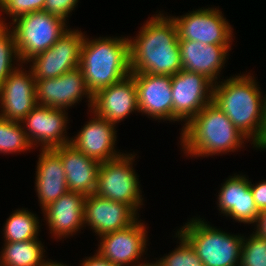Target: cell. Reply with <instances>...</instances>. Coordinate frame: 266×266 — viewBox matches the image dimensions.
Segmentation results:
<instances>
[{"mask_svg":"<svg viewBox=\"0 0 266 266\" xmlns=\"http://www.w3.org/2000/svg\"><path fill=\"white\" fill-rule=\"evenodd\" d=\"M258 86L251 73L235 75L213 84L212 102L251 139L253 148L266 150V103Z\"/></svg>","mask_w":266,"mask_h":266,"instance_id":"cell-1","label":"cell"},{"mask_svg":"<svg viewBox=\"0 0 266 266\" xmlns=\"http://www.w3.org/2000/svg\"><path fill=\"white\" fill-rule=\"evenodd\" d=\"M155 15L143 24L135 39L128 37L130 70L172 76L182 69L177 27L171 16Z\"/></svg>","mask_w":266,"mask_h":266,"instance_id":"cell-2","label":"cell"},{"mask_svg":"<svg viewBox=\"0 0 266 266\" xmlns=\"http://www.w3.org/2000/svg\"><path fill=\"white\" fill-rule=\"evenodd\" d=\"M181 130V146L191 157L235 152L248 140L213 102L192 117Z\"/></svg>","mask_w":266,"mask_h":266,"instance_id":"cell-3","label":"cell"},{"mask_svg":"<svg viewBox=\"0 0 266 266\" xmlns=\"http://www.w3.org/2000/svg\"><path fill=\"white\" fill-rule=\"evenodd\" d=\"M85 37L79 68L92 95L131 74L128 36L92 40Z\"/></svg>","mask_w":266,"mask_h":266,"instance_id":"cell-4","label":"cell"},{"mask_svg":"<svg viewBox=\"0 0 266 266\" xmlns=\"http://www.w3.org/2000/svg\"><path fill=\"white\" fill-rule=\"evenodd\" d=\"M204 220L192 218L177 232L189 242L204 266H240L244 235L228 234Z\"/></svg>","mask_w":266,"mask_h":266,"instance_id":"cell-5","label":"cell"},{"mask_svg":"<svg viewBox=\"0 0 266 266\" xmlns=\"http://www.w3.org/2000/svg\"><path fill=\"white\" fill-rule=\"evenodd\" d=\"M65 20L44 11L21 15L11 23L20 64L46 51L69 30Z\"/></svg>","mask_w":266,"mask_h":266,"instance_id":"cell-6","label":"cell"},{"mask_svg":"<svg viewBox=\"0 0 266 266\" xmlns=\"http://www.w3.org/2000/svg\"><path fill=\"white\" fill-rule=\"evenodd\" d=\"M135 154H123L101 162L95 194L105 199L123 202L136 213L143 205L139 176L133 168Z\"/></svg>","mask_w":266,"mask_h":266,"instance_id":"cell-7","label":"cell"},{"mask_svg":"<svg viewBox=\"0 0 266 266\" xmlns=\"http://www.w3.org/2000/svg\"><path fill=\"white\" fill-rule=\"evenodd\" d=\"M223 16L217 7H208L171 18L177 27L179 40H193L205 45H232L233 28Z\"/></svg>","mask_w":266,"mask_h":266,"instance_id":"cell-8","label":"cell"},{"mask_svg":"<svg viewBox=\"0 0 266 266\" xmlns=\"http://www.w3.org/2000/svg\"><path fill=\"white\" fill-rule=\"evenodd\" d=\"M84 37L85 34L81 31L70 28L49 49L27 60L26 62H32L29 69L34 78H56L78 68Z\"/></svg>","mask_w":266,"mask_h":266,"instance_id":"cell-9","label":"cell"},{"mask_svg":"<svg viewBox=\"0 0 266 266\" xmlns=\"http://www.w3.org/2000/svg\"><path fill=\"white\" fill-rule=\"evenodd\" d=\"M173 121L185 122L212 102L213 83L204 75L181 69L171 76Z\"/></svg>","mask_w":266,"mask_h":266,"instance_id":"cell-10","label":"cell"},{"mask_svg":"<svg viewBox=\"0 0 266 266\" xmlns=\"http://www.w3.org/2000/svg\"><path fill=\"white\" fill-rule=\"evenodd\" d=\"M35 91L37 103L42 106L67 110L85 96L88 99V107L90 110L92 108L93 95L87 88L79 67L56 78L36 80Z\"/></svg>","mask_w":266,"mask_h":266,"instance_id":"cell-11","label":"cell"},{"mask_svg":"<svg viewBox=\"0 0 266 266\" xmlns=\"http://www.w3.org/2000/svg\"><path fill=\"white\" fill-rule=\"evenodd\" d=\"M146 229L144 223L137 219L127 228L103 234L99 237L101 239L97 252L115 266L144 265L146 263L138 260L147 248Z\"/></svg>","mask_w":266,"mask_h":266,"instance_id":"cell-12","label":"cell"},{"mask_svg":"<svg viewBox=\"0 0 266 266\" xmlns=\"http://www.w3.org/2000/svg\"><path fill=\"white\" fill-rule=\"evenodd\" d=\"M64 109H54L37 104L21 121L27 139L32 145L53 149L71 143L66 133L68 117ZM26 124V125H25ZM66 133V134H65Z\"/></svg>","mask_w":266,"mask_h":266,"instance_id":"cell-13","label":"cell"},{"mask_svg":"<svg viewBox=\"0 0 266 266\" xmlns=\"http://www.w3.org/2000/svg\"><path fill=\"white\" fill-rule=\"evenodd\" d=\"M26 71L18 67L0 86L1 118L21 122L38 104L36 79L31 70Z\"/></svg>","mask_w":266,"mask_h":266,"instance_id":"cell-14","label":"cell"},{"mask_svg":"<svg viewBox=\"0 0 266 266\" xmlns=\"http://www.w3.org/2000/svg\"><path fill=\"white\" fill-rule=\"evenodd\" d=\"M131 74L137 87L139 113L155 120L173 121L171 75Z\"/></svg>","mask_w":266,"mask_h":266,"instance_id":"cell-15","label":"cell"},{"mask_svg":"<svg viewBox=\"0 0 266 266\" xmlns=\"http://www.w3.org/2000/svg\"><path fill=\"white\" fill-rule=\"evenodd\" d=\"M134 111L139 112V108L137 87L132 74L93 95L91 112L112 124L123 121Z\"/></svg>","mask_w":266,"mask_h":266,"instance_id":"cell-16","label":"cell"},{"mask_svg":"<svg viewBox=\"0 0 266 266\" xmlns=\"http://www.w3.org/2000/svg\"><path fill=\"white\" fill-rule=\"evenodd\" d=\"M129 205L105 199L96 194L86 196L84 205V226L101 236L132 225L139 217Z\"/></svg>","mask_w":266,"mask_h":266,"instance_id":"cell-17","label":"cell"},{"mask_svg":"<svg viewBox=\"0 0 266 266\" xmlns=\"http://www.w3.org/2000/svg\"><path fill=\"white\" fill-rule=\"evenodd\" d=\"M93 115V118L89 119L78 134L72 138L71 144L80 152L99 162L112 160L123 155L124 153H119L115 149L116 125L98 117L95 113Z\"/></svg>","mask_w":266,"mask_h":266,"instance_id":"cell-18","label":"cell"},{"mask_svg":"<svg viewBox=\"0 0 266 266\" xmlns=\"http://www.w3.org/2000/svg\"><path fill=\"white\" fill-rule=\"evenodd\" d=\"M218 209L220 213L229 216L237 222L245 224L257 223V209L250 189V180L245 175L230 176L223 183L218 193ZM219 203V204H218Z\"/></svg>","mask_w":266,"mask_h":266,"instance_id":"cell-19","label":"cell"},{"mask_svg":"<svg viewBox=\"0 0 266 266\" xmlns=\"http://www.w3.org/2000/svg\"><path fill=\"white\" fill-rule=\"evenodd\" d=\"M229 49L231 45H205L193 40H179L182 69L202 74L215 84L225 66Z\"/></svg>","mask_w":266,"mask_h":266,"instance_id":"cell-20","label":"cell"},{"mask_svg":"<svg viewBox=\"0 0 266 266\" xmlns=\"http://www.w3.org/2000/svg\"><path fill=\"white\" fill-rule=\"evenodd\" d=\"M86 196L81 193L67 191L56 201L42 209L49 230L56 239L73 236L84 225V205Z\"/></svg>","mask_w":266,"mask_h":266,"instance_id":"cell-21","label":"cell"},{"mask_svg":"<svg viewBox=\"0 0 266 266\" xmlns=\"http://www.w3.org/2000/svg\"><path fill=\"white\" fill-rule=\"evenodd\" d=\"M65 170L68 191L88 196L95 194L101 162L80 152L71 143L53 148Z\"/></svg>","mask_w":266,"mask_h":266,"instance_id":"cell-22","label":"cell"},{"mask_svg":"<svg viewBox=\"0 0 266 266\" xmlns=\"http://www.w3.org/2000/svg\"><path fill=\"white\" fill-rule=\"evenodd\" d=\"M38 158L35 190L41 208L56 201L68 191L65 170L60 156L53 149H42Z\"/></svg>","mask_w":266,"mask_h":266,"instance_id":"cell-23","label":"cell"},{"mask_svg":"<svg viewBox=\"0 0 266 266\" xmlns=\"http://www.w3.org/2000/svg\"><path fill=\"white\" fill-rule=\"evenodd\" d=\"M0 266H43L44 245L38 238L20 242H4Z\"/></svg>","mask_w":266,"mask_h":266,"instance_id":"cell-24","label":"cell"},{"mask_svg":"<svg viewBox=\"0 0 266 266\" xmlns=\"http://www.w3.org/2000/svg\"><path fill=\"white\" fill-rule=\"evenodd\" d=\"M39 219L26 209H17L6 220L3 234L5 242H20L38 238Z\"/></svg>","mask_w":266,"mask_h":266,"instance_id":"cell-25","label":"cell"},{"mask_svg":"<svg viewBox=\"0 0 266 266\" xmlns=\"http://www.w3.org/2000/svg\"><path fill=\"white\" fill-rule=\"evenodd\" d=\"M32 148L21 122L0 117V153H19Z\"/></svg>","mask_w":266,"mask_h":266,"instance_id":"cell-26","label":"cell"},{"mask_svg":"<svg viewBox=\"0 0 266 266\" xmlns=\"http://www.w3.org/2000/svg\"><path fill=\"white\" fill-rule=\"evenodd\" d=\"M4 22L5 20L3 21L0 18V86L18 68L17 64L14 66L13 59L17 60L15 62H21L16 48L15 37L11 29L12 25L10 24L8 27L6 22Z\"/></svg>","mask_w":266,"mask_h":266,"instance_id":"cell-27","label":"cell"},{"mask_svg":"<svg viewBox=\"0 0 266 266\" xmlns=\"http://www.w3.org/2000/svg\"><path fill=\"white\" fill-rule=\"evenodd\" d=\"M175 236L180 239V245L157 260L156 264L158 266H204L189 242L178 232Z\"/></svg>","mask_w":266,"mask_h":266,"instance_id":"cell-28","label":"cell"},{"mask_svg":"<svg viewBox=\"0 0 266 266\" xmlns=\"http://www.w3.org/2000/svg\"><path fill=\"white\" fill-rule=\"evenodd\" d=\"M244 237L240 266H266V239L253 232Z\"/></svg>","mask_w":266,"mask_h":266,"instance_id":"cell-29","label":"cell"},{"mask_svg":"<svg viewBox=\"0 0 266 266\" xmlns=\"http://www.w3.org/2000/svg\"><path fill=\"white\" fill-rule=\"evenodd\" d=\"M45 0H0V10L12 18L36 11H43Z\"/></svg>","mask_w":266,"mask_h":266,"instance_id":"cell-30","label":"cell"},{"mask_svg":"<svg viewBox=\"0 0 266 266\" xmlns=\"http://www.w3.org/2000/svg\"><path fill=\"white\" fill-rule=\"evenodd\" d=\"M78 2V0H45L43 11L67 21L68 14L70 15Z\"/></svg>","mask_w":266,"mask_h":266,"instance_id":"cell-31","label":"cell"},{"mask_svg":"<svg viewBox=\"0 0 266 266\" xmlns=\"http://www.w3.org/2000/svg\"><path fill=\"white\" fill-rule=\"evenodd\" d=\"M250 189L259 212L266 210V181H260V183H256L255 186L250 181Z\"/></svg>","mask_w":266,"mask_h":266,"instance_id":"cell-32","label":"cell"},{"mask_svg":"<svg viewBox=\"0 0 266 266\" xmlns=\"http://www.w3.org/2000/svg\"><path fill=\"white\" fill-rule=\"evenodd\" d=\"M80 266H115L98 252L93 257H87Z\"/></svg>","mask_w":266,"mask_h":266,"instance_id":"cell-33","label":"cell"},{"mask_svg":"<svg viewBox=\"0 0 266 266\" xmlns=\"http://www.w3.org/2000/svg\"><path fill=\"white\" fill-rule=\"evenodd\" d=\"M255 225H257L255 232L266 239V210L259 213V218Z\"/></svg>","mask_w":266,"mask_h":266,"instance_id":"cell-34","label":"cell"},{"mask_svg":"<svg viewBox=\"0 0 266 266\" xmlns=\"http://www.w3.org/2000/svg\"><path fill=\"white\" fill-rule=\"evenodd\" d=\"M43 266H67L66 264H63V263H57V262H53L52 260L48 261L43 265Z\"/></svg>","mask_w":266,"mask_h":266,"instance_id":"cell-35","label":"cell"},{"mask_svg":"<svg viewBox=\"0 0 266 266\" xmlns=\"http://www.w3.org/2000/svg\"><path fill=\"white\" fill-rule=\"evenodd\" d=\"M141 266H158V265L156 264V262H153V263H147L146 262V264L141 265Z\"/></svg>","mask_w":266,"mask_h":266,"instance_id":"cell-36","label":"cell"}]
</instances>
